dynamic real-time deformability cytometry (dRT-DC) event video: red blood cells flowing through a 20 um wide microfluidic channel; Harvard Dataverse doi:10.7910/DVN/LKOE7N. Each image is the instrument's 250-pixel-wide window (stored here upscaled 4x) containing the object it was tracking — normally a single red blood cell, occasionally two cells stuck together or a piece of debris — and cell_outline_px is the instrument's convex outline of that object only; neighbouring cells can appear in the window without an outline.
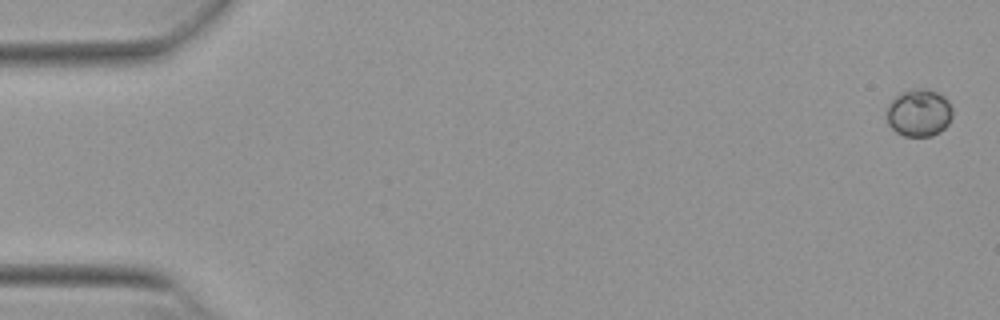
{"species": "Egyptian fruit bat (a non-hibernating species)", "species_latin": "Rousettus aegyptiacus", "temperature_condition": "warm", "stored_images_in_passage": 53, "camera_frame_rate_fps": 3000, "um_per_image_px": 0.085, "animal": {"sex": "female"}, "frame": {"image": 1, "passage_image": 1, "time_ms": 0.0, "image_size_px": [1000, 320], "cell_outline_px": [[952, 116], [948, 124], [940, 132], [932, 136], [904, 136], [896, 132], [888, 124], [884, 112], [892, 100], [900, 92], [916, 88], [924, 88], [936, 92], [944, 96], [948, 100], [952, 108]], "centroid_in_image_um": [78.09, 9.59], "position_along_channel_um": 6.9, "area_um2": 18.44}}
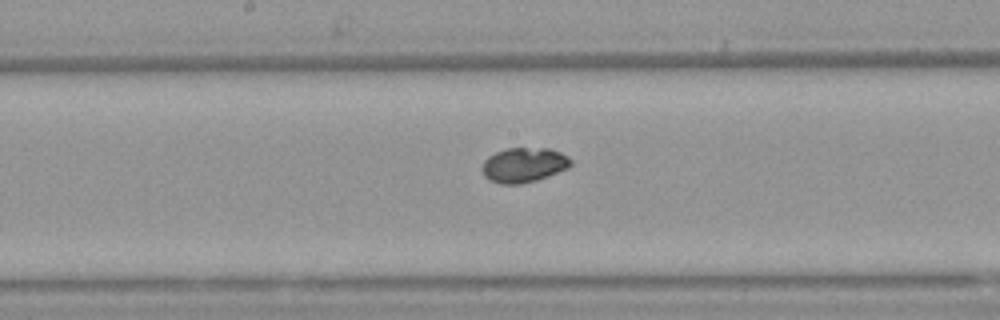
{"frame": {"image": 2, "passage_image": 28, "time_ms": 9.0, "image_size_px": [1000, 320], "cell_outline_px": [[572, 164], [568, 168], [548, 176], [536, 180], [520, 184], [500, 184], [488, 180], [484, 176], [480, 168], [484, 160], [488, 156], [496, 152], [508, 148], [548, 148], [560, 152], [568, 156], [572, 160]], "centroid_in_image_um": [44.5, 14.03], "position_along_channel_um": 203.7, "area_um2": 18.15}}
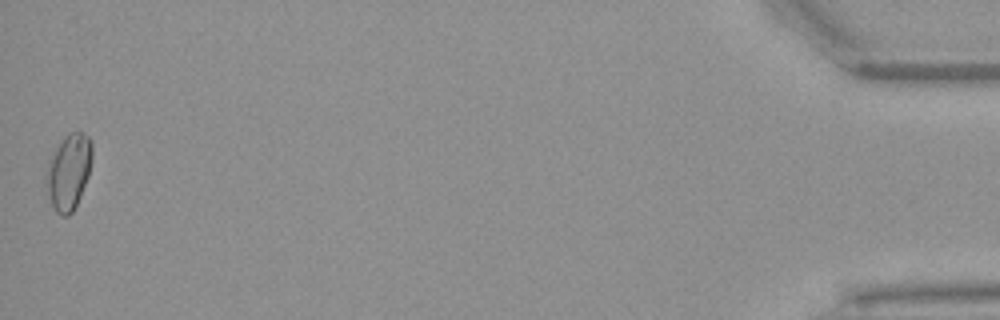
{"frame": {"image": 3, "passage_image": 53, "time_ms": 17.333, "image_size_px": [1000, 320], "cell_outline_px": [[92, 160], [88, 176], [76, 208], [68, 216], [60, 216], [56, 212], [52, 204], [48, 192], [44, 176], [48, 164], [56, 148], [64, 136], [68, 132], [80, 132], [88, 136], [92, 140]], "centroid_in_image_um": [5.85, 14.61], "position_along_channel_um": 429.4, "area_um2": 20.29}}